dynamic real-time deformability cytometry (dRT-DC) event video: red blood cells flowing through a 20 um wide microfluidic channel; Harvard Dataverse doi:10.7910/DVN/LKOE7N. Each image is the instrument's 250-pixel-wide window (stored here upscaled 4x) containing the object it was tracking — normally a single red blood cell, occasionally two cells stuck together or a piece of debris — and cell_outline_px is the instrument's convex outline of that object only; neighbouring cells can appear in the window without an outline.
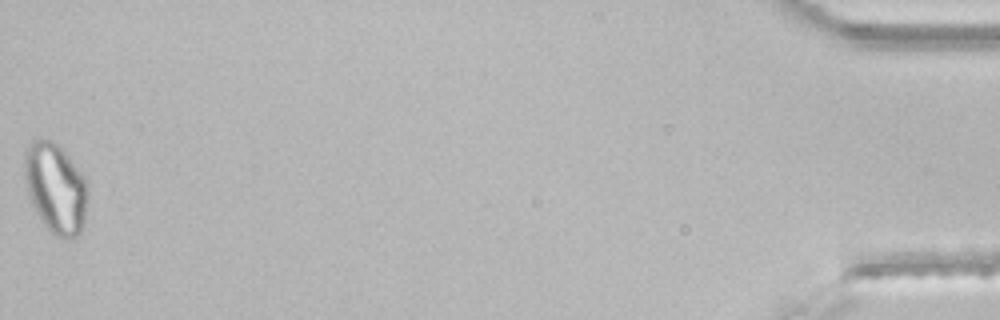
{"species": "common noctule bat (a hibernating species)", "species_latin": "Nyctalus noctula", "temperature_condition": "room temperature", "stored_images_in_passage": 46, "segment_of_instrument_passage": [2, 2], "camera_frame_rate_fps": 3000, "um_per_image_px": 0.085, "animal": {"sex": "male", "body_mass_g": 21.5, "forearm_length_mm": 52.0}, "frame": {"image": 1, "passage_image": 46, "time_ms": 15.0, "image_size_px": [1000, 320], "cell_outline_px": [[88, 196], [84, 228], [72, 240], [60, 240], [44, 224], [32, 204], [28, 192], [24, 176], [24, 160], [28, 148], [32, 140], [52, 140], [68, 156], [84, 176], [88, 192]], "centroid_in_image_um": [4.76, 16.06], "position_along_channel_um": 430.4, "area_um2": 33.18}}